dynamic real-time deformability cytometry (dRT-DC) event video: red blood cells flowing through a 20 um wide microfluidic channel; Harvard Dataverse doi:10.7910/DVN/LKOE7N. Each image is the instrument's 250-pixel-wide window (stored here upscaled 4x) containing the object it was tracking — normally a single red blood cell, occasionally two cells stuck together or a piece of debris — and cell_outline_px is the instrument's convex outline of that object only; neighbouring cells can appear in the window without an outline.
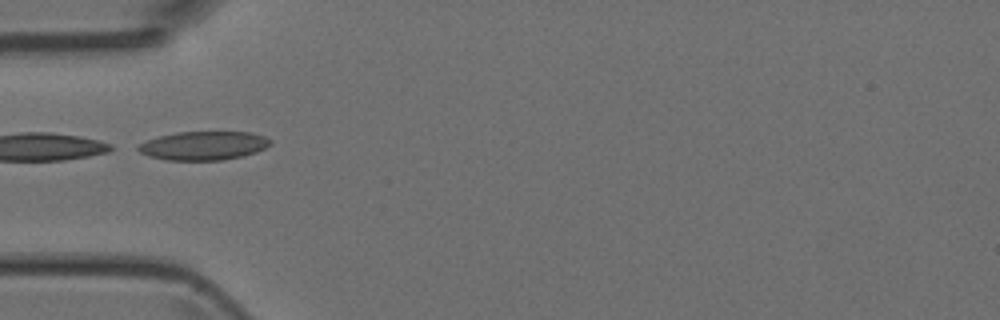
{"species": "Egyptian fruit bat (a non-hibernating species)", "species_latin": "Rousettus aegyptiacus", "temperature_condition": "room temperature", "stored_images_in_passage": 2, "camera_frame_rate_fps": 3000, "um_per_image_px": 0.085, "animal": {"sex": "female"}, "frame": {"image": 1, "passage_image": 1, "time_ms": 0.0, "image_size_px": [1000, 320], "cell_outline_px": [[272, 144], [256, 152], [244, 156], [220, 160], [164, 160], [148, 156], [132, 148], [148, 140], [160, 136], [176, 132], [252, 132], [264, 136], [272, 140]], "centroid_in_image_um": [17.3, 12.38], "position_along_channel_um": 67.7, "area_um2": 22.25}}
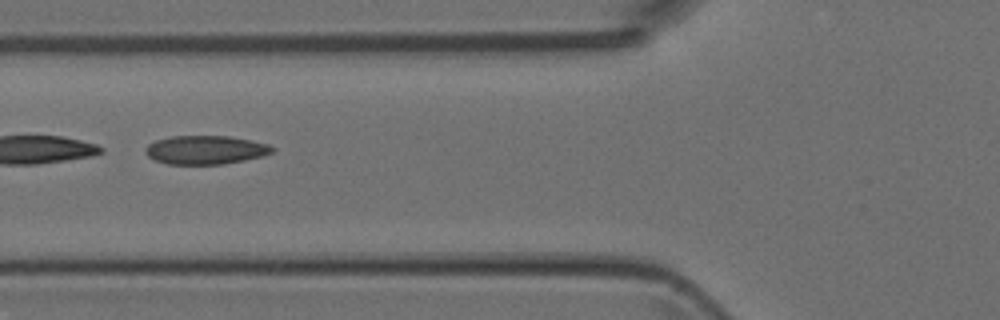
{"frame": {"image": 2, "passage_image": 2, "time_ms": 1.0, "image_size_px": [1000, 320], "cell_outline_px": [[276, 148], [272, 152], [260, 156], [244, 160], [224, 164], [168, 164], [156, 160], [148, 156], [144, 152], [144, 148], [148, 144], [156, 140], [172, 136], [228, 136], [268, 144]], "centroid_in_image_um": [17.44, 12.74], "position_along_channel_um": 108.4, "area_um2": 21.04}}